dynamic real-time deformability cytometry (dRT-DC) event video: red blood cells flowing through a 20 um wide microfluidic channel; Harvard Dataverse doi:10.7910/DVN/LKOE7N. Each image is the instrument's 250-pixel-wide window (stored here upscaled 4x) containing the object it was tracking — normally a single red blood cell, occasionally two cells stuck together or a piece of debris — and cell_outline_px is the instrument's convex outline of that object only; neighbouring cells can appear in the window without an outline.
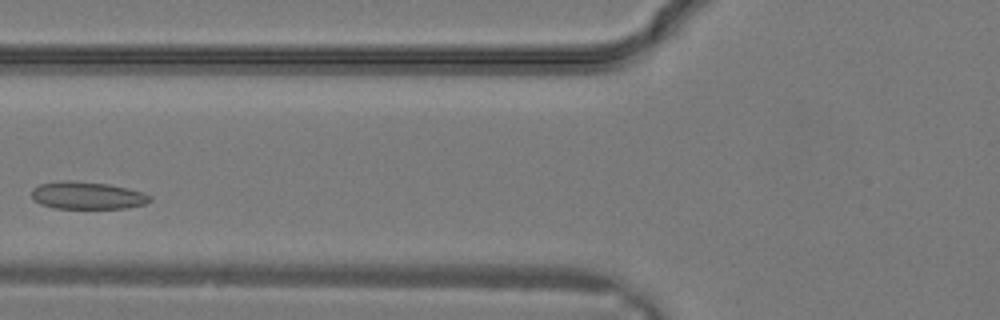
{"species": "common noctule bat (a hibernating species)", "species_latin": "Nyctalus noctula", "temperature_condition": "warm", "stored_images_in_passage": 22, "camera_frame_rate_fps": 3000, "um_per_image_px": 0.085, "animal": {"sex": "male", "body_mass_g": 19.2, "forearm_length_mm": 51.8}, "frame": {"image": 1, "passage_image": 5, "time_ms": 1.333, "image_size_px": [1000, 320], "cell_outline_px": [[152, 200], [144, 204], [128, 208], [56, 208], [40, 204], [32, 200], [32, 188], [40, 184], [64, 180], [68, 180], [108, 184], [128, 188], [144, 192], [152, 196]], "centroid_in_image_um": [7.43, 16.61], "position_along_channel_um": 118.4, "area_um2": 19.02}}
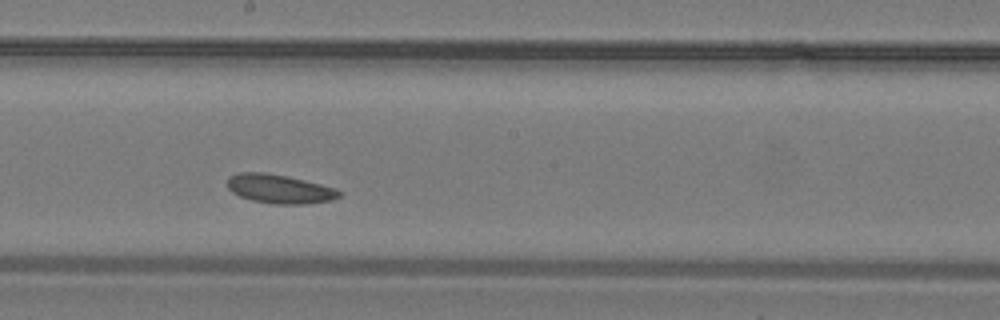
{"frame": {"image": 2, "passage_image": 10, "time_ms": 3.0, "image_size_px": [1000, 320], "cell_outline_px": [[344, 192], [340, 196], [332, 200], [304, 204], [276, 204], [252, 200], [240, 196], [232, 192], [228, 188], [228, 176], [240, 172], [264, 172], [304, 180], [336, 188]], "centroid_in_image_um": [23.77, 16.06], "position_along_channel_um": 224.4, "area_um2": 18.79}}
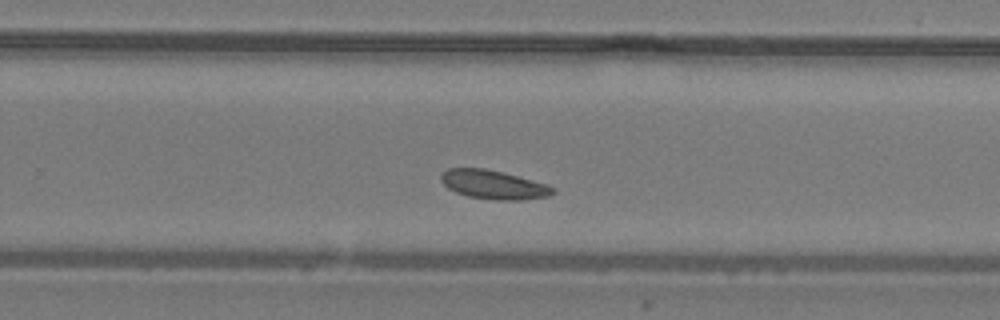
{"frame": {"image": 3, "passage_image": 13, "time_ms": 4.0, "image_size_px": [1000, 320], "cell_outline_px": [[556, 192], [548, 196], [520, 200], [496, 200], [468, 196], [456, 192], [448, 188], [440, 180], [440, 176], [448, 168], [484, 168], [548, 184], [556, 188]], "centroid_in_image_um": [41.96, 15.7], "position_along_channel_um": 287.8, "area_um2": 18.67}}